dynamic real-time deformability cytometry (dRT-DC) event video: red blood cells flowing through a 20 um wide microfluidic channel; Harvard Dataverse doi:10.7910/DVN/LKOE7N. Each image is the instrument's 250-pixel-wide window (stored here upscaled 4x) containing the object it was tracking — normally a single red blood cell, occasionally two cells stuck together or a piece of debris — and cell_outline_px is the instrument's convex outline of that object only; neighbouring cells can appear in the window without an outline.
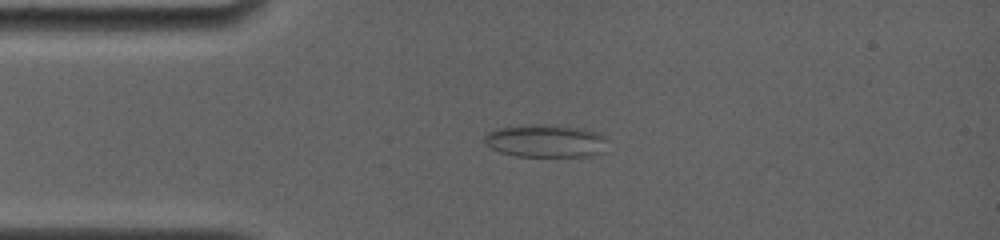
{"species": "common noctule bat (a hibernating species)", "species_latin": "Nyctalus noctula", "temperature_condition": "room temperature", "stored_images_in_passage": 10, "camera_frame_rate_fps": 4000, "um_per_image_px": 0.085, "animal": {"sex": "female", "body_mass_g": 19.0, "forearm_length_mm": 56.7}, "frame": {"image": 1, "passage_image": 4, "time_ms": 3.5, "image_size_px": [1000, 240], "cell_outline_px": [[604, 152], [588, 156], [516, 156], [500, 152], [484, 144], [484, 136], [488, 132], [496, 128], [532, 124], [552, 124], [584, 128], [596, 132], [604, 136]], "centroid_in_image_um": [46.34, 11.96], "position_along_channel_um": 38.7, "area_um2": 23.64}}
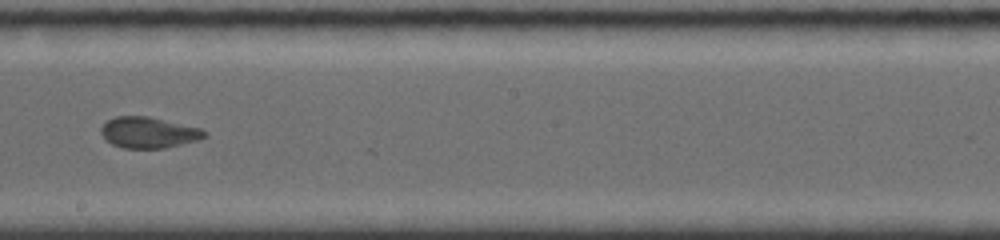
{"frame": {"image": 2, "passage_image": 9, "time_ms": 9.25, "image_size_px": [1000, 240], "cell_outline_px": [[208, 136], [196, 140], [164, 148], [124, 148], [112, 144], [100, 132], [100, 128], [108, 120], [116, 116], [148, 116], [200, 128], [208, 132]], "centroid_in_image_um": [12.64, 11.26], "position_along_channel_um": 235.6, "area_um2": 18.5}}
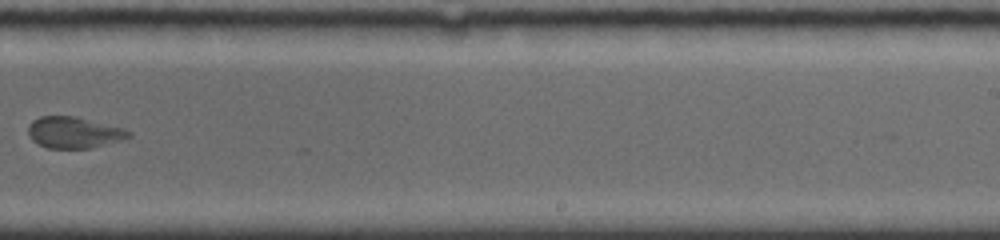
{"frame": {"image": 3, "passage_image": 10, "time_ms": 10.5, "image_size_px": [1000, 240], "cell_outline_px": [[132, 136], [120, 140], [92, 148], [48, 148], [32, 140], [28, 132], [28, 124], [32, 120], [40, 116], [76, 116], [124, 128], [132, 132]], "centroid_in_image_um": [6.29, 11.25], "position_along_channel_um": 282.7, "area_um2": 18.38}}